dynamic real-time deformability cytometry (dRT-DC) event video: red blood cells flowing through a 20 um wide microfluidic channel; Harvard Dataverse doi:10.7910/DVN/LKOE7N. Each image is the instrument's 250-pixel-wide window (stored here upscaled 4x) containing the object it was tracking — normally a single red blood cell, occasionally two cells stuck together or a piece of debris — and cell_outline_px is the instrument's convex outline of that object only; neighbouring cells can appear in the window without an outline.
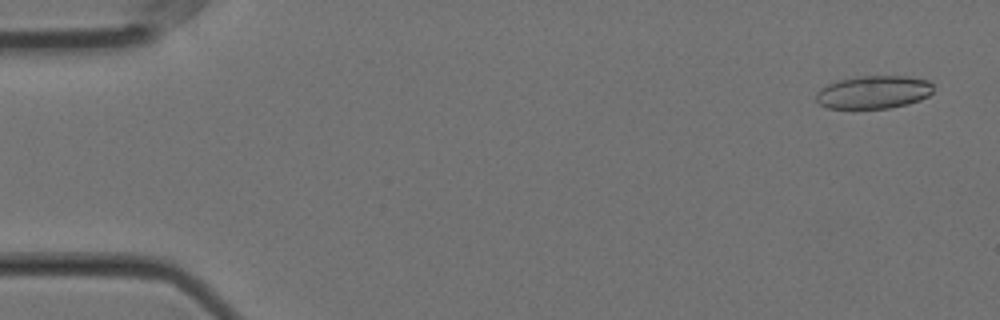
{"species": "Egyptian fruit bat (a non-hibernating species)", "species_latin": "Rousettus aegyptiacus", "temperature_condition": "cold", "stored_images_in_passage": 57, "camera_frame_rate_fps": 3000, "um_per_image_px": 0.085, "animal": {"sex": "female"}, "frame": {"image": 1, "passage_image": 3, "time_ms": 0.667, "image_size_px": [1000, 320], "cell_outline_px": [[932, 92], [928, 96], [920, 100], [908, 104], [888, 108], [828, 108], [820, 104], [816, 100], [816, 92], [820, 88], [828, 84], [840, 80], [856, 76], [908, 76], [928, 80], [932, 84]], "centroid_in_image_um": [74.26, 7.83], "position_along_channel_um": 10.7, "area_um2": 22.54}}
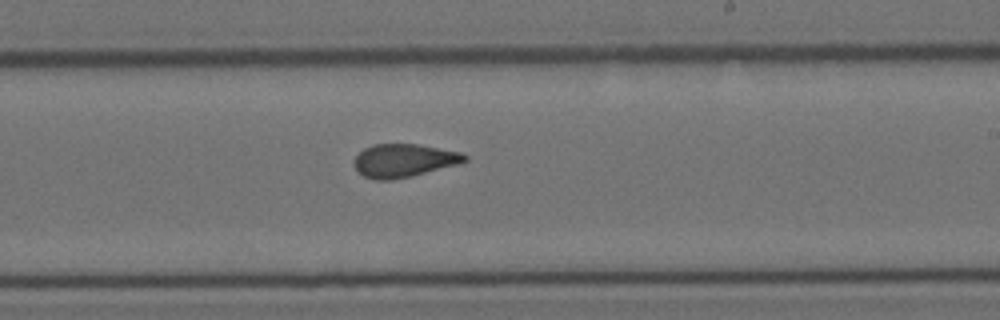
{"frame": {"image": 2, "passage_image": 34, "time_ms": 11.0, "image_size_px": [1000, 320], "cell_outline_px": [[468, 160], [456, 164], [412, 176], [392, 180], [376, 180], [364, 176], [352, 164], [352, 160], [364, 148], [372, 144], [416, 144], [460, 152], [468, 156]], "centroid_in_image_um": [34.28, 13.64], "position_along_channel_um": 254.7, "area_um2": 21.27}}
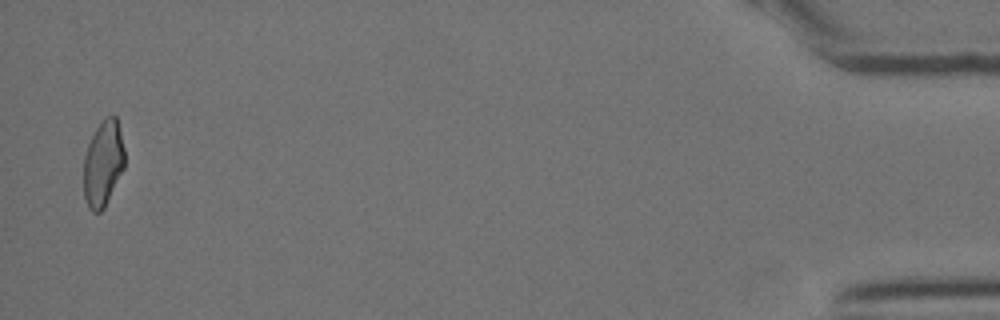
{"frame": {"image": 3, "passage_image": 56, "time_ms": 18.333, "image_size_px": [1000, 320], "cell_outline_px": [[124, 168], [104, 208], [100, 212], [92, 212], [88, 208], [84, 196], [84, 156], [88, 144], [96, 128], [104, 116], [116, 116], [124, 148]], "centroid_in_image_um": [8.76, 13.9], "position_along_channel_um": 426.4, "area_um2": 20.46}, "authors_computed_cell_mechanics": {"area_um2": 21.8484, "velocity_mm_per_s": 3.5656, "shape_relaxation_time_tau1_ms": null, "shape_relaxation_time_tau2_ms": 1.7717, "deformation_change_tau1": null, "deformation_change_tau2": 0.0838}}